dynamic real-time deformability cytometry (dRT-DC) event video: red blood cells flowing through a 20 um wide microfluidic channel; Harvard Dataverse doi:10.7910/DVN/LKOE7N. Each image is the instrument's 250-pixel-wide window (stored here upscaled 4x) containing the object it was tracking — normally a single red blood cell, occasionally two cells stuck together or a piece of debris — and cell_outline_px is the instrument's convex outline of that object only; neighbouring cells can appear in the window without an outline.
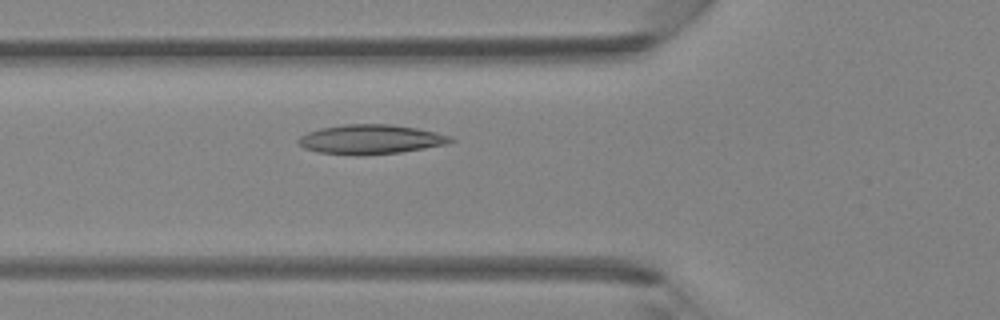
{"species": "Egyptian fruit bat (a non-hibernating species)", "species_latin": "Rousettus aegyptiacus", "temperature_condition": "room temperature", "stored_images_in_passage": 40, "camera_frame_rate_fps": 3000, "um_per_image_px": 0.085, "animal": {"sex": "female"}, "frame": {"image": 1, "passage_image": 12, "time_ms": 3.667, "image_size_px": [1000, 320], "cell_outline_px": [[456, 140], [444, 144], [424, 148], [400, 152], [360, 156], [356, 156], [320, 152], [304, 148], [296, 140], [300, 136], [308, 132], [320, 128], [344, 124], [388, 124], [416, 128], [436, 132], [452, 136]], "centroid_in_image_um": [31.49, 11.85], "position_along_channel_um": 94.3, "area_um2": 26.13}}
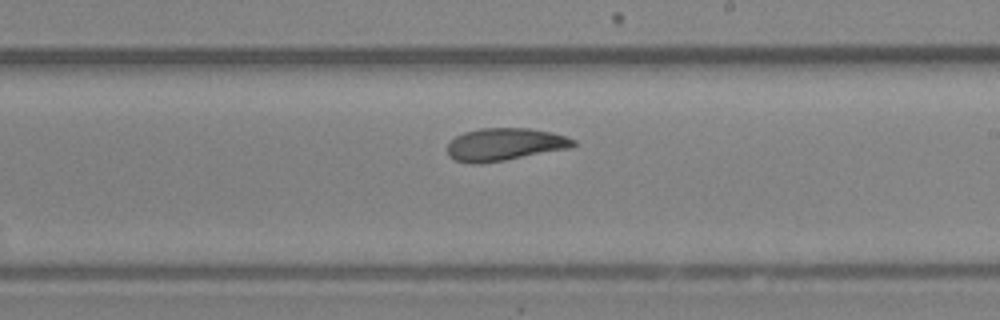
{"frame": {"image": 2, "passage_image": 22, "time_ms": 7.0, "image_size_px": [1000, 320], "cell_outline_px": [[576, 144], [568, 148], [504, 160], [476, 164], [472, 164], [456, 160], [448, 156], [448, 144], [456, 136], [464, 132], [480, 128], [528, 128], [568, 136], [576, 140]], "centroid_in_image_um": [42.88, 12.27], "position_along_channel_um": 246.1, "area_um2": 23.64}}
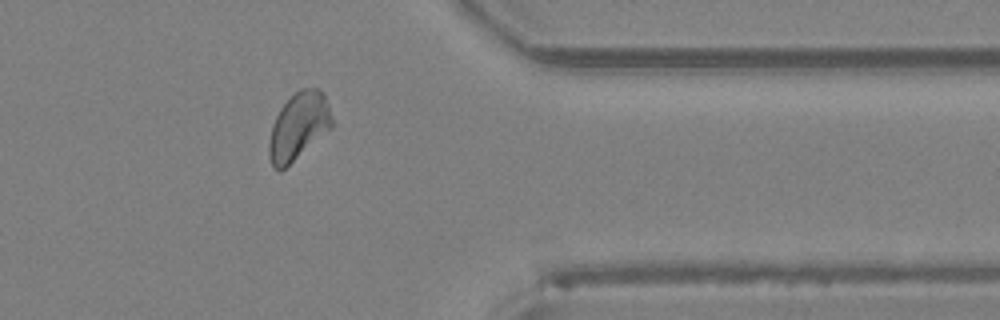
{"frame": {"image": 3, "passage_image": 32, "time_ms": 10.333, "image_size_px": [1000, 320], "cell_outline_px": [[332, 128], [280, 172], [272, 168], [268, 156], [268, 144], [272, 124], [280, 108], [300, 88], [320, 88], [324, 92], [328, 104], [332, 120]], "centroid_in_image_um": [25.36, 10.75], "position_along_channel_um": 386.0, "area_um2": 24.74}}